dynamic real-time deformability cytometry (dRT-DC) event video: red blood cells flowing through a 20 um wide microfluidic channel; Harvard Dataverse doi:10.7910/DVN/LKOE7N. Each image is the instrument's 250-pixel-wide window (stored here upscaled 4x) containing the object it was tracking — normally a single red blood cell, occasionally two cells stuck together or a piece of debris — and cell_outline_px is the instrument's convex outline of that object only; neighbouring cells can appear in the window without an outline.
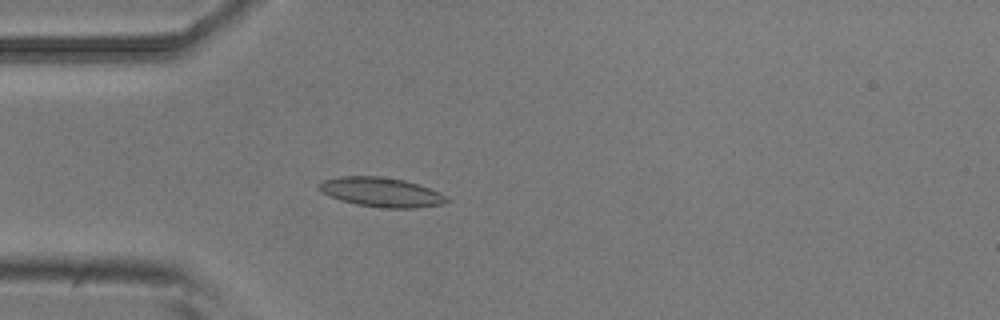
{"species": "common noctule bat (a hibernating species)", "species_latin": "Nyctalus noctula", "temperature_condition": "room temperature", "stored_images_in_passage": 45, "camera_frame_rate_fps": 3000, "um_per_image_px": 0.085, "animal": {"sex": "male", "body_mass_g": 20.5, "forearm_length_mm": 52.5}, "frame": {"image": 1, "passage_image": 7, "time_ms": 2.0, "image_size_px": [1000, 320], "cell_outline_px": [[452, 200], [444, 204], [416, 208], [380, 208], [356, 204], [340, 200], [320, 192], [320, 184], [324, 180], [340, 176], [380, 176], [404, 180], [440, 192]], "centroid_in_image_um": [32.44, 16.35], "position_along_channel_um": 52.6, "area_um2": 21.91}}
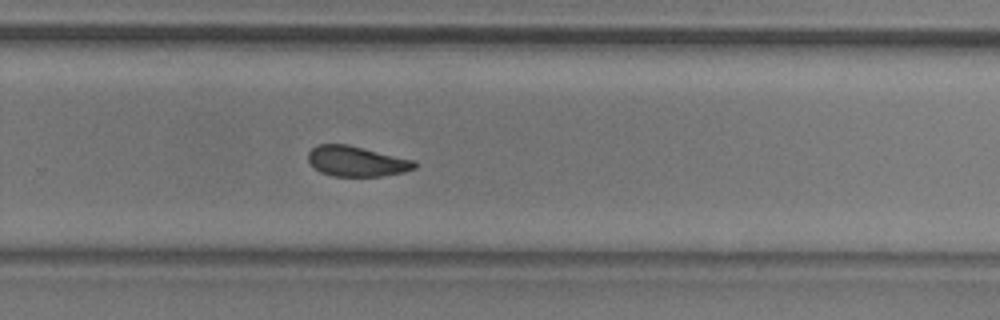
{"frame": {"image": 2, "passage_image": 27, "time_ms": 8.667, "image_size_px": [1000, 320], "cell_outline_px": [[416, 168], [404, 172], [380, 176], [332, 176], [320, 172], [308, 160], [308, 152], [312, 148], [320, 144], [348, 144], [416, 160]], "centroid_in_image_um": [30.33, 13.7], "position_along_channel_um": 299.5, "area_um2": 18.84}}
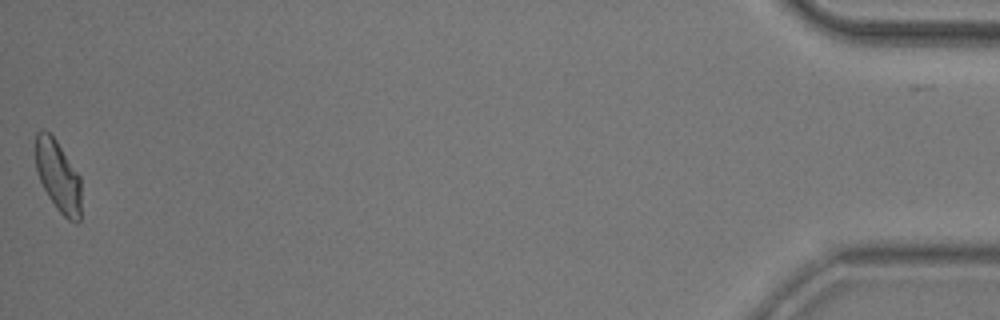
{"frame": {"image": 3, "passage_image": 45, "time_ms": 14.667, "image_size_px": [1000, 320], "cell_outline_px": [[80, 220], [76, 224], [68, 220], [56, 208], [48, 196], [40, 180], [36, 168], [36, 132], [48, 132], [56, 140], [80, 176]], "centroid_in_image_um": [4.95, 15.01], "position_along_channel_um": 430.2, "area_um2": 18.67}, "authors_computed_cell_mechanics": {"area_um2": 19.4208, "velocity_mm_per_s": 3.8084, "shape_relaxation_time_tau1_ms": null, "shape_relaxation_time_tau2_ms": 2.4737, "deformation_change_tau1": null, "deformation_change_tau2": 0.0733}}